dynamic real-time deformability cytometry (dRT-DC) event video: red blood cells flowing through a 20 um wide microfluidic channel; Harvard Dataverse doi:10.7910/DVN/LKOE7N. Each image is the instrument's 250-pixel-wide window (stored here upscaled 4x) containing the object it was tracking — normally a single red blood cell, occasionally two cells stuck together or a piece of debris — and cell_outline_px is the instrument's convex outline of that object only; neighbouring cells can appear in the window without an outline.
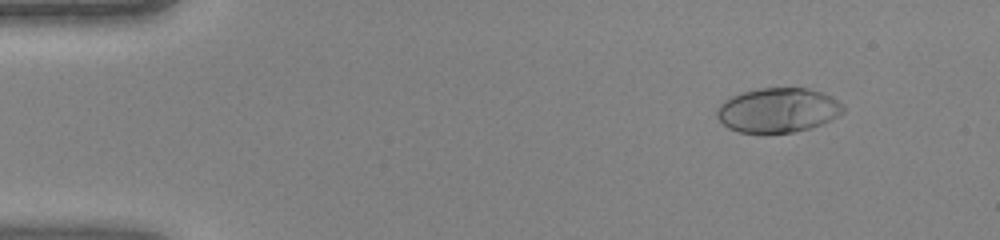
{"species": "human", "species_latin": "Homo sapiens", "temperature_condition": "warm", "stored_images_in_passage": 45, "camera_frame_rate_fps": 3000, "um_per_image_px": 0.085, "donor": {"sex": "female"}, "frame": {"image": 1, "passage_image": 5, "time_ms": 1.333, "image_size_px": [1000, 240], "cell_outline_px": [[844, 112], [832, 120], [808, 128], [792, 132], [760, 136], [740, 132], [728, 128], [716, 116], [716, 112], [720, 104], [724, 100], [740, 92], [760, 88], [808, 88], [832, 96], [844, 104]], "centroid_in_image_um": [66.11, 9.39], "position_along_channel_um": 18.9, "area_um2": 33.47}}
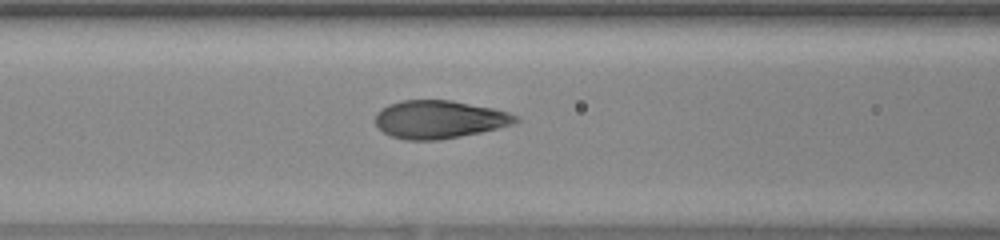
{"frame": {"image": 2, "passage_image": 19, "time_ms": 6.0, "image_size_px": [1000, 240], "cell_outline_px": [[520, 120], [516, 124], [480, 132], [440, 140], [404, 140], [392, 136], [384, 132], [376, 124], [376, 112], [380, 108], [388, 104], [400, 100], [452, 100], [492, 108], [508, 112], [520, 116]], "centroid_in_image_um": [37.35, 10.14], "position_along_channel_um": 129.2, "area_um2": 31.27}}
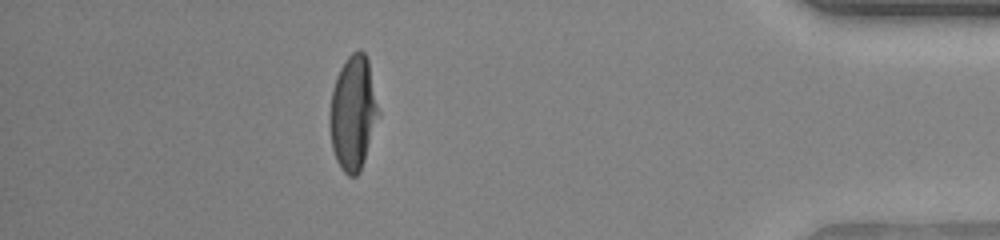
{"frame": {"image": 3, "passage_image": 40, "time_ms": 13.0, "image_size_px": [1000, 240], "cell_outline_px": [[380, 116], [360, 172], [356, 176], [348, 176], [340, 168], [336, 160], [332, 148], [328, 124], [328, 112], [332, 92], [336, 76], [340, 68], [348, 56], [352, 52], [360, 48], [364, 52], [368, 60], [380, 112]], "centroid_in_image_um": [30.0, 9.61], "position_along_channel_um": 405.2, "area_um2": 33.06}}